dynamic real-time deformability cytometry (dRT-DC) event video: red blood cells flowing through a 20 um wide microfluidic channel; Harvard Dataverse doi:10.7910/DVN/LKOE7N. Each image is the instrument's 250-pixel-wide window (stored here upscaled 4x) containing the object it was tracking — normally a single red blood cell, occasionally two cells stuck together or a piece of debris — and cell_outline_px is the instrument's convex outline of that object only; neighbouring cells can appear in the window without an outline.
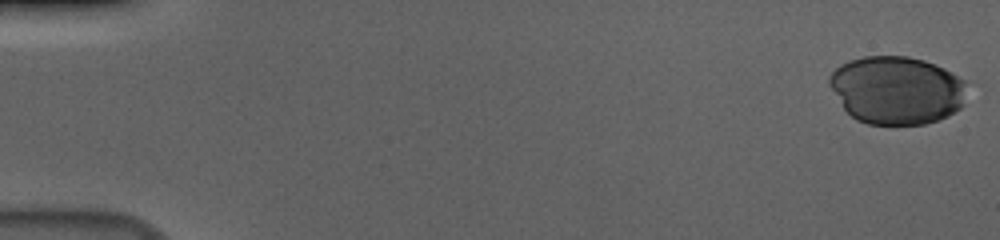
{"species": "human", "species_latin": "Homo sapiens", "temperature_condition": "cold", "stored_images_in_passage": 56, "camera_frame_rate_fps": 3000, "um_per_image_px": 0.085, "donor": {"sex": "male"}, "frame": {"image": 1, "passage_image": 1, "time_ms": 0.0, "image_size_px": [1000, 240], "cell_outline_px": [[964, 104], [960, 108], [948, 116], [940, 120], [924, 124], [868, 124], [856, 120], [844, 108], [828, 84], [828, 76], [840, 64], [848, 60], [864, 56], [908, 56], [924, 60], [944, 68], [952, 72], [964, 80]], "centroid_in_image_um": [76.2, 7.65], "position_along_channel_um": 8.8, "area_um2": 54.68}}